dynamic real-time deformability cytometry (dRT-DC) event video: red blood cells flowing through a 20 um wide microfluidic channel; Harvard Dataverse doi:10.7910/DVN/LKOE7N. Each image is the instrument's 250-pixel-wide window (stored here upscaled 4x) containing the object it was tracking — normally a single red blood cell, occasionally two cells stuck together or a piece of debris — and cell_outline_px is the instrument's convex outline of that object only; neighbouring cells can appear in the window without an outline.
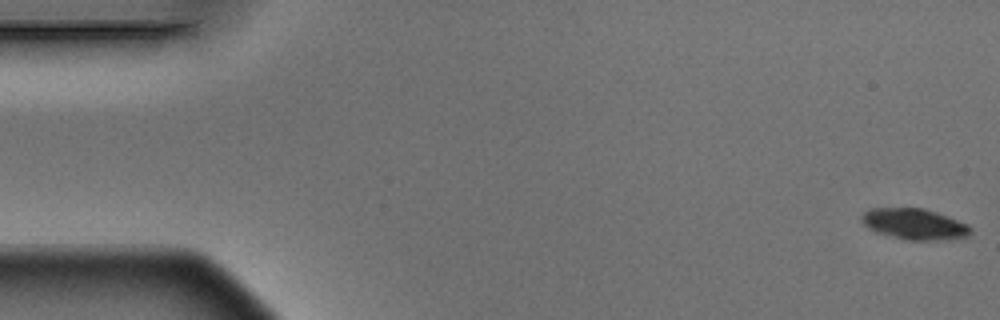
{"species": "Egyptian fruit bat (a non-hibernating species)", "species_latin": "Rousettus aegyptiacus", "temperature_condition": "warm", "stored_images_in_passage": 5, "camera_frame_rate_fps": 3000, "um_per_image_px": 0.085, "animal": {"sex": "male"}, "frame": {"image": 1, "passage_image": 1, "time_ms": 0.0, "image_size_px": [1000, 320], "cell_outline_px": [[972, 232], [968, 236], [944, 240], [908, 240], [876, 232], [868, 228], [860, 220], [860, 216], [868, 208], [924, 208], [948, 216], [968, 224], [972, 228]], "centroid_in_image_um": [77.73, 19.04], "position_along_channel_um": 7.3, "area_um2": 19.77}}
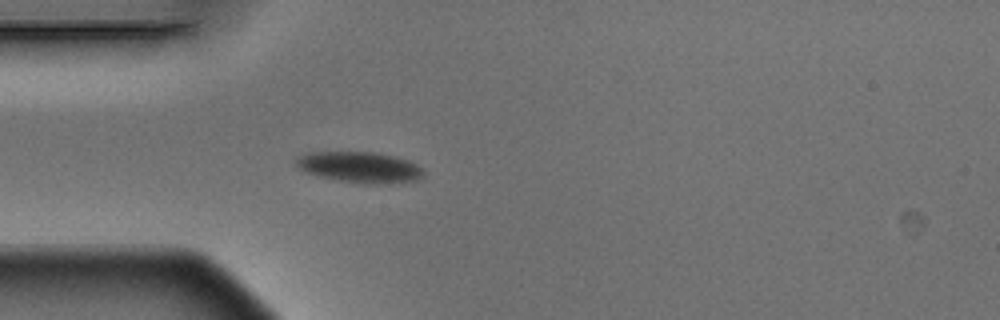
{"frame": {"image": 2, "passage_image": 5, "time_ms": 1.333, "image_size_px": [1000, 320], "cell_outline_px": [[424, 176], [420, 180], [380, 184], [364, 184], [340, 180], [320, 176], [308, 172], [300, 168], [296, 164], [296, 160], [300, 156], [312, 152], [376, 152], [408, 160], [416, 164], [424, 172]], "centroid_in_image_um": [30.64, 14.22], "position_along_channel_um": 54.4, "area_um2": 22.66}}